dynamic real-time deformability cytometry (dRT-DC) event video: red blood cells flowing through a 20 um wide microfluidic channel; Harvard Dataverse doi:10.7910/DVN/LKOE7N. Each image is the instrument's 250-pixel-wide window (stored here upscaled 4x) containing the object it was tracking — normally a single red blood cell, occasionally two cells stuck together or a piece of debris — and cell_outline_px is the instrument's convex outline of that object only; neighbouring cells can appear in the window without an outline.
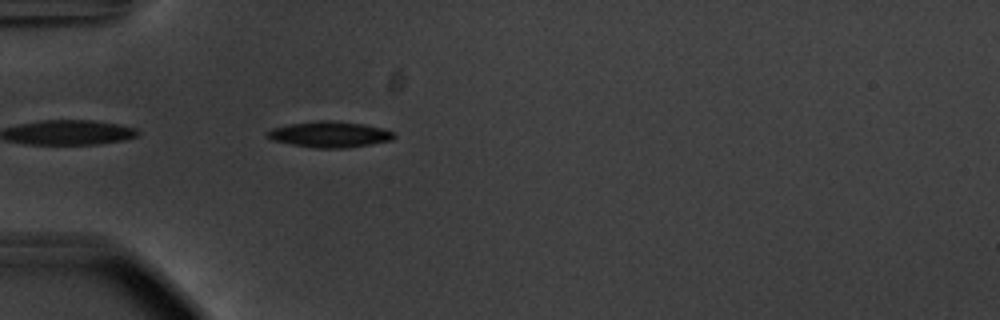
{"species": "common noctule bat (a hibernating species)", "species_latin": "Nyctalus noctula", "temperature_condition": "warm", "stored_images_in_passage": 9, "camera_frame_rate_fps": 3000, "um_per_image_px": 0.085, "animal": {"sex": "male", "body_mass_g": 20.1, "forearm_length_mm": 53.5}, "frame": {"image": 1, "passage_image": 2, "time_ms": 0.333, "image_size_px": [1000, 320], "cell_outline_px": [[396, 136], [392, 140], [372, 144], [344, 148], [316, 148], [292, 144], [272, 140], [264, 136], [264, 132], [272, 128], [292, 124], [320, 120], [332, 120], [360, 124], [380, 128], [396, 132]], "centroid_in_image_um": [28.0, 11.43], "position_along_channel_um": 57.0, "area_um2": 19.07}}